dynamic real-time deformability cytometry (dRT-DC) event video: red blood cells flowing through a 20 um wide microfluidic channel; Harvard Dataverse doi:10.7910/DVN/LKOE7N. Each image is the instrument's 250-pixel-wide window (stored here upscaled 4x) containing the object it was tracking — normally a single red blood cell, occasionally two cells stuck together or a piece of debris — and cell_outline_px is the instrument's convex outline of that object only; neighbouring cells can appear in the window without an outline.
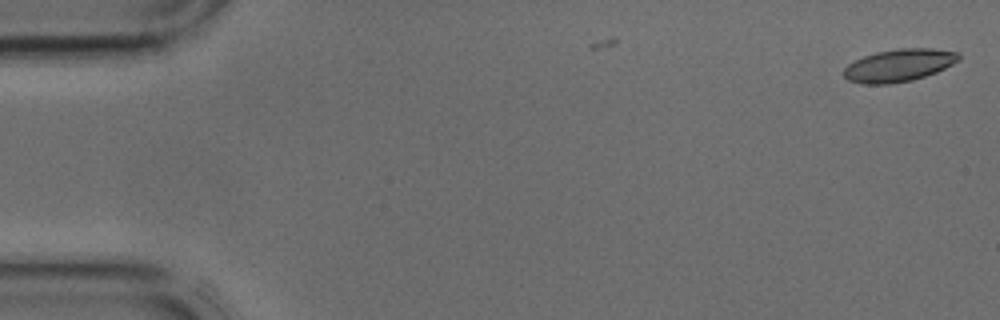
{"species": "common noctule bat (a hibernating species)", "species_latin": "Nyctalus noctula", "temperature_condition": "cold", "stored_images_in_passage": 3, "camera_frame_rate_fps": 3000, "um_per_image_px": 0.085, "animal": {"sex": "male", "body_mass_g": 17.9, "forearm_length_mm": 54.2}, "frame": {"image": 1, "passage_image": 3, "time_ms": 0.667, "image_size_px": [1000, 320], "cell_outline_px": [[960, 60], [936, 72], [912, 80], [888, 84], [860, 84], [848, 80], [844, 76], [844, 68], [848, 64], [864, 56], [876, 52], [900, 48], [932, 48], [960, 52]], "centroid_in_image_um": [76.41, 5.55], "position_along_channel_um": 8.6, "area_um2": 21.79}}